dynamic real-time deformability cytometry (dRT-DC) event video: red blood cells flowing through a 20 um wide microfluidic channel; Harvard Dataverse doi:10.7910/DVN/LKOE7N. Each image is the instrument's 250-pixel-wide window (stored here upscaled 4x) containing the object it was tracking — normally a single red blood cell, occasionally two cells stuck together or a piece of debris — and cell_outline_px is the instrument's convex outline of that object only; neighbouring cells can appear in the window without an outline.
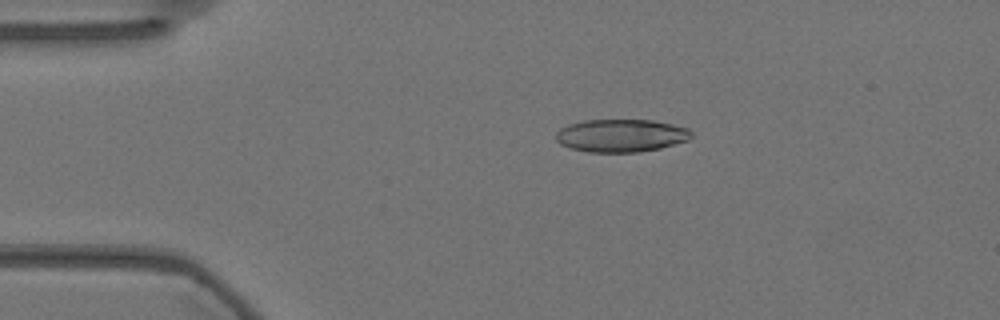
{"species": "Egyptian fruit bat (a non-hibernating species)", "species_latin": "Rousettus aegyptiacus", "temperature_condition": "warm", "stored_images_in_passage": 57, "camera_frame_rate_fps": 3000, "um_per_image_px": 0.085, "animal": {"sex": "female"}, "frame": {"image": 1, "passage_image": 11, "time_ms": 3.333, "image_size_px": [1000, 320], "cell_outline_px": [[692, 136], [688, 140], [660, 148], [640, 152], [588, 152], [568, 148], [560, 144], [556, 140], [556, 132], [560, 128], [568, 124], [584, 120], [652, 120], [672, 124], [688, 128], [692, 132]], "centroid_in_image_um": [52.77, 11.52], "position_along_channel_um": 32.2, "area_um2": 26.07}}
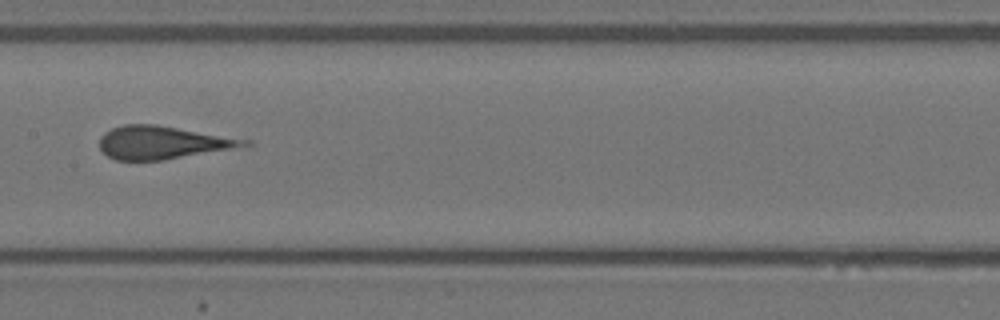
{"frame": {"image": 2, "passage_image": 28, "time_ms": 9.0, "image_size_px": [1000, 320], "cell_outline_px": [[256, 144], [164, 160], [116, 160], [108, 156], [100, 148], [100, 136], [104, 132], [112, 128], [124, 124], [156, 124], [252, 140]], "centroid_in_image_um": [13.83, 12.1], "position_along_channel_um": 193.6, "area_um2": 27.8}}
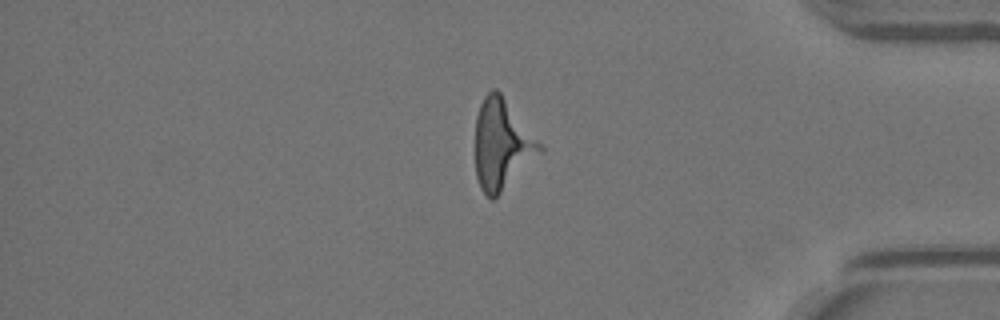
{"frame": {"image": 3, "passage_image": 47, "time_ms": 15.333, "image_size_px": [1000, 320], "cell_outline_px": [[544, 152], [492, 200], [480, 188], [476, 176], [476, 116], [480, 104], [484, 96], [492, 88], [496, 88], [500, 92], [544, 148]], "centroid_in_image_um": [42.66, 12.28], "position_along_channel_um": 392.5, "area_um2": 33.52}}